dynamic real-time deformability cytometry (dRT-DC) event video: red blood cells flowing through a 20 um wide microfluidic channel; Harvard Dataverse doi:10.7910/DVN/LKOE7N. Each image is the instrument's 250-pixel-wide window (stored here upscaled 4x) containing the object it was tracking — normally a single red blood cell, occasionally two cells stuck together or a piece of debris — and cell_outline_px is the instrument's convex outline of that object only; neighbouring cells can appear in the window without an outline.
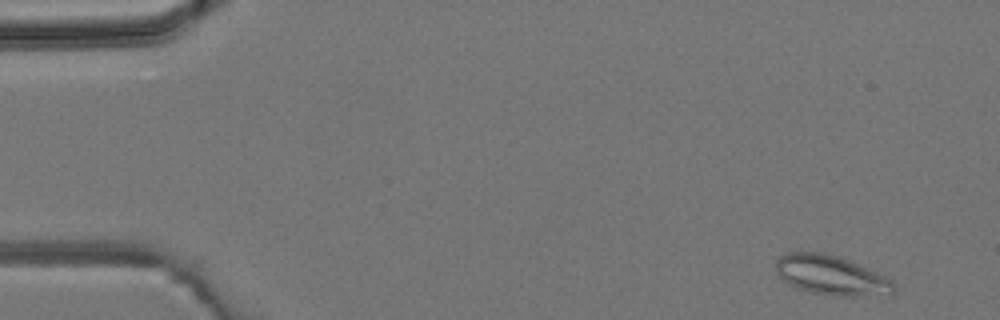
{"species": "common noctule bat (a hibernating species)", "species_latin": "Nyctalus noctula", "temperature_condition": "room temperature", "stored_images_in_passage": 5, "camera_frame_rate_fps": 3000, "um_per_image_px": 0.085, "animal": {"sex": "male", "body_mass_g": 19.2, "forearm_length_mm": 51.8}, "frame": {"image": 1, "passage_image": 5, "time_ms": 5.667, "image_size_px": [1000, 320], "cell_outline_px": [[896, 292], [852, 296], [832, 296], [812, 292], [788, 284], [776, 272], [776, 260], [780, 256], [788, 252], [824, 252], [852, 260], [892, 280], [896, 288]], "centroid_in_image_um": [70.64, 23.37], "position_along_channel_um": 14.4, "area_um2": 27.05}}